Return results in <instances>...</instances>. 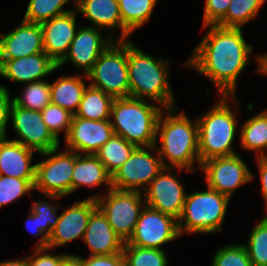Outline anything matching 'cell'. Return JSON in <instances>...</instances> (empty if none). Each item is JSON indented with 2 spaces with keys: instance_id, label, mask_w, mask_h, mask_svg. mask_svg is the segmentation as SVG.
<instances>
[{
  "instance_id": "6da1fadb",
  "label": "cell",
  "mask_w": 267,
  "mask_h": 266,
  "mask_svg": "<svg viewBox=\"0 0 267 266\" xmlns=\"http://www.w3.org/2000/svg\"><path fill=\"white\" fill-rule=\"evenodd\" d=\"M204 27H208V33L186 65L211 79L221 96L234 97L238 75L249 62L252 46L245 42L242 28Z\"/></svg>"
},
{
  "instance_id": "7a4b0ae2",
  "label": "cell",
  "mask_w": 267,
  "mask_h": 266,
  "mask_svg": "<svg viewBox=\"0 0 267 266\" xmlns=\"http://www.w3.org/2000/svg\"><path fill=\"white\" fill-rule=\"evenodd\" d=\"M166 110L168 114L165 118L162 115L163 111L160 113L156 128V134L160 132L162 144L161 148H158V153L163 166L194 172V160L200 167L197 120L192 123L184 113L174 115L173 107ZM163 156L170 161V164L163 161Z\"/></svg>"
},
{
  "instance_id": "3957f363",
  "label": "cell",
  "mask_w": 267,
  "mask_h": 266,
  "mask_svg": "<svg viewBox=\"0 0 267 266\" xmlns=\"http://www.w3.org/2000/svg\"><path fill=\"white\" fill-rule=\"evenodd\" d=\"M133 44L127 40L130 97L144 100L146 96L165 109L174 107L175 98L168 81V61L144 54Z\"/></svg>"
},
{
  "instance_id": "277c9868",
  "label": "cell",
  "mask_w": 267,
  "mask_h": 266,
  "mask_svg": "<svg viewBox=\"0 0 267 266\" xmlns=\"http://www.w3.org/2000/svg\"><path fill=\"white\" fill-rule=\"evenodd\" d=\"M161 106L151 105L146 99L125 97L115 98L111 107V122L115 135L122 136L136 147L156 145L157 121Z\"/></svg>"
},
{
  "instance_id": "5b68a950",
  "label": "cell",
  "mask_w": 267,
  "mask_h": 266,
  "mask_svg": "<svg viewBox=\"0 0 267 266\" xmlns=\"http://www.w3.org/2000/svg\"><path fill=\"white\" fill-rule=\"evenodd\" d=\"M227 99L228 96L222 95L220 103L197 120L200 164L212 158L237 154L231 145L238 121Z\"/></svg>"
},
{
  "instance_id": "8992f818",
  "label": "cell",
  "mask_w": 267,
  "mask_h": 266,
  "mask_svg": "<svg viewBox=\"0 0 267 266\" xmlns=\"http://www.w3.org/2000/svg\"><path fill=\"white\" fill-rule=\"evenodd\" d=\"M229 198L208 187L207 191L187 194L178 219L180 235L186 233H213L222 230ZM186 222L183 226V222Z\"/></svg>"
},
{
  "instance_id": "52a82bcc",
  "label": "cell",
  "mask_w": 267,
  "mask_h": 266,
  "mask_svg": "<svg viewBox=\"0 0 267 266\" xmlns=\"http://www.w3.org/2000/svg\"><path fill=\"white\" fill-rule=\"evenodd\" d=\"M91 86L115 98L130 97L127 40L112 42L86 74Z\"/></svg>"
},
{
  "instance_id": "ba28073f",
  "label": "cell",
  "mask_w": 267,
  "mask_h": 266,
  "mask_svg": "<svg viewBox=\"0 0 267 266\" xmlns=\"http://www.w3.org/2000/svg\"><path fill=\"white\" fill-rule=\"evenodd\" d=\"M140 191L111 188L105 196H92L115 233L126 243L135 230L142 205Z\"/></svg>"
},
{
  "instance_id": "9c48e42d",
  "label": "cell",
  "mask_w": 267,
  "mask_h": 266,
  "mask_svg": "<svg viewBox=\"0 0 267 266\" xmlns=\"http://www.w3.org/2000/svg\"><path fill=\"white\" fill-rule=\"evenodd\" d=\"M57 151L58 148L40 153L49 157L46 161L35 164L34 189L54 200L71 193L74 170V152L66 149L57 154Z\"/></svg>"
},
{
  "instance_id": "30bf717a",
  "label": "cell",
  "mask_w": 267,
  "mask_h": 266,
  "mask_svg": "<svg viewBox=\"0 0 267 266\" xmlns=\"http://www.w3.org/2000/svg\"><path fill=\"white\" fill-rule=\"evenodd\" d=\"M152 147H136L130 157L111 176L112 188L118 190L140 191V187L149 185L163 170V162L157 154L154 158L148 149ZM147 149V150H146Z\"/></svg>"
},
{
  "instance_id": "8fae6325",
  "label": "cell",
  "mask_w": 267,
  "mask_h": 266,
  "mask_svg": "<svg viewBox=\"0 0 267 266\" xmlns=\"http://www.w3.org/2000/svg\"><path fill=\"white\" fill-rule=\"evenodd\" d=\"M178 236L180 233L177 219L145 205L127 243L143 248L161 249V245Z\"/></svg>"
},
{
  "instance_id": "7c38bea8",
  "label": "cell",
  "mask_w": 267,
  "mask_h": 266,
  "mask_svg": "<svg viewBox=\"0 0 267 266\" xmlns=\"http://www.w3.org/2000/svg\"><path fill=\"white\" fill-rule=\"evenodd\" d=\"M14 131L22 140H14L37 153L59 147L57 139L48 129L41 111L25 109L12 103L10 117Z\"/></svg>"
},
{
  "instance_id": "4fadbf2b",
  "label": "cell",
  "mask_w": 267,
  "mask_h": 266,
  "mask_svg": "<svg viewBox=\"0 0 267 266\" xmlns=\"http://www.w3.org/2000/svg\"><path fill=\"white\" fill-rule=\"evenodd\" d=\"M200 167L206 173L207 187L229 199L235 189L249 183L254 178L247 165L237 154L209 159L202 162Z\"/></svg>"
},
{
  "instance_id": "5bb4252c",
  "label": "cell",
  "mask_w": 267,
  "mask_h": 266,
  "mask_svg": "<svg viewBox=\"0 0 267 266\" xmlns=\"http://www.w3.org/2000/svg\"><path fill=\"white\" fill-rule=\"evenodd\" d=\"M169 169L172 168L164 167L153 181L143 188L146 193L144 198L146 204L144 205L178 220L182 214L187 194L180 181L172 173L166 172Z\"/></svg>"
},
{
  "instance_id": "9a60e30c",
  "label": "cell",
  "mask_w": 267,
  "mask_h": 266,
  "mask_svg": "<svg viewBox=\"0 0 267 266\" xmlns=\"http://www.w3.org/2000/svg\"><path fill=\"white\" fill-rule=\"evenodd\" d=\"M111 119L97 121L73 117L67 136V150L82 155L95 153L114 135ZM80 152V153H79Z\"/></svg>"
},
{
  "instance_id": "2e32d148",
  "label": "cell",
  "mask_w": 267,
  "mask_h": 266,
  "mask_svg": "<svg viewBox=\"0 0 267 266\" xmlns=\"http://www.w3.org/2000/svg\"><path fill=\"white\" fill-rule=\"evenodd\" d=\"M96 208V199L87 198L66 209L58 216L56 227L48 238V248L64 245L78 237L83 238L89 218Z\"/></svg>"
},
{
  "instance_id": "e0dca14e",
  "label": "cell",
  "mask_w": 267,
  "mask_h": 266,
  "mask_svg": "<svg viewBox=\"0 0 267 266\" xmlns=\"http://www.w3.org/2000/svg\"><path fill=\"white\" fill-rule=\"evenodd\" d=\"M112 38V39H111ZM113 42V36L102 39L100 30L93 27H82L76 31L74 39L70 44L69 51L64 59L58 64L63 66L67 60L72 61L76 67L84 69L87 74L93 67L98 57Z\"/></svg>"
},
{
  "instance_id": "ac0fdd59",
  "label": "cell",
  "mask_w": 267,
  "mask_h": 266,
  "mask_svg": "<svg viewBox=\"0 0 267 266\" xmlns=\"http://www.w3.org/2000/svg\"><path fill=\"white\" fill-rule=\"evenodd\" d=\"M76 12L70 11L41 24L44 52L58 65L76 34Z\"/></svg>"
},
{
  "instance_id": "d6986e66",
  "label": "cell",
  "mask_w": 267,
  "mask_h": 266,
  "mask_svg": "<svg viewBox=\"0 0 267 266\" xmlns=\"http://www.w3.org/2000/svg\"><path fill=\"white\" fill-rule=\"evenodd\" d=\"M42 52L41 24L23 20L16 30L0 34V59H16Z\"/></svg>"
},
{
  "instance_id": "ffe728a7",
  "label": "cell",
  "mask_w": 267,
  "mask_h": 266,
  "mask_svg": "<svg viewBox=\"0 0 267 266\" xmlns=\"http://www.w3.org/2000/svg\"><path fill=\"white\" fill-rule=\"evenodd\" d=\"M58 69V65L45 53L16 59H0V76L10 81L31 83Z\"/></svg>"
},
{
  "instance_id": "44dd1931",
  "label": "cell",
  "mask_w": 267,
  "mask_h": 266,
  "mask_svg": "<svg viewBox=\"0 0 267 266\" xmlns=\"http://www.w3.org/2000/svg\"><path fill=\"white\" fill-rule=\"evenodd\" d=\"M83 241L90 248L92 256L123 253L125 244L98 207L89 218Z\"/></svg>"
},
{
  "instance_id": "7402d4cb",
  "label": "cell",
  "mask_w": 267,
  "mask_h": 266,
  "mask_svg": "<svg viewBox=\"0 0 267 266\" xmlns=\"http://www.w3.org/2000/svg\"><path fill=\"white\" fill-rule=\"evenodd\" d=\"M34 152L14 140L0 139V175L26 179L34 186L36 165H30Z\"/></svg>"
},
{
  "instance_id": "603a6c76",
  "label": "cell",
  "mask_w": 267,
  "mask_h": 266,
  "mask_svg": "<svg viewBox=\"0 0 267 266\" xmlns=\"http://www.w3.org/2000/svg\"><path fill=\"white\" fill-rule=\"evenodd\" d=\"M79 10L96 27L121 28L118 40H127L132 33L123 25L118 0H75Z\"/></svg>"
},
{
  "instance_id": "cb8c5ba5",
  "label": "cell",
  "mask_w": 267,
  "mask_h": 266,
  "mask_svg": "<svg viewBox=\"0 0 267 266\" xmlns=\"http://www.w3.org/2000/svg\"><path fill=\"white\" fill-rule=\"evenodd\" d=\"M81 156V154L74 153L71 193L83 185L92 188L107 184L110 190L112 188L111 175L107 172L100 160L93 154H86L82 158Z\"/></svg>"
},
{
  "instance_id": "d4e9b609",
  "label": "cell",
  "mask_w": 267,
  "mask_h": 266,
  "mask_svg": "<svg viewBox=\"0 0 267 266\" xmlns=\"http://www.w3.org/2000/svg\"><path fill=\"white\" fill-rule=\"evenodd\" d=\"M51 103L75 115L86 88L79 76H61L50 84Z\"/></svg>"
},
{
  "instance_id": "484cf974",
  "label": "cell",
  "mask_w": 267,
  "mask_h": 266,
  "mask_svg": "<svg viewBox=\"0 0 267 266\" xmlns=\"http://www.w3.org/2000/svg\"><path fill=\"white\" fill-rule=\"evenodd\" d=\"M113 101V97L89 85L85 88L79 107L73 117L97 121L110 119Z\"/></svg>"
},
{
  "instance_id": "4316f807",
  "label": "cell",
  "mask_w": 267,
  "mask_h": 266,
  "mask_svg": "<svg viewBox=\"0 0 267 266\" xmlns=\"http://www.w3.org/2000/svg\"><path fill=\"white\" fill-rule=\"evenodd\" d=\"M135 145L127 142L122 136L113 135L96 153L95 156L112 176L130 157Z\"/></svg>"
},
{
  "instance_id": "83f0119b",
  "label": "cell",
  "mask_w": 267,
  "mask_h": 266,
  "mask_svg": "<svg viewBox=\"0 0 267 266\" xmlns=\"http://www.w3.org/2000/svg\"><path fill=\"white\" fill-rule=\"evenodd\" d=\"M240 137L244 149L258 151L259 157H267L263 151L267 149V110L250 118L243 125Z\"/></svg>"
},
{
  "instance_id": "f1b7e54d",
  "label": "cell",
  "mask_w": 267,
  "mask_h": 266,
  "mask_svg": "<svg viewBox=\"0 0 267 266\" xmlns=\"http://www.w3.org/2000/svg\"><path fill=\"white\" fill-rule=\"evenodd\" d=\"M157 0H118L123 25L132 33L152 15Z\"/></svg>"
},
{
  "instance_id": "f546056e",
  "label": "cell",
  "mask_w": 267,
  "mask_h": 266,
  "mask_svg": "<svg viewBox=\"0 0 267 266\" xmlns=\"http://www.w3.org/2000/svg\"><path fill=\"white\" fill-rule=\"evenodd\" d=\"M266 0H231L226 16L217 24L222 27L242 28L253 19Z\"/></svg>"
},
{
  "instance_id": "4dcf8cb0",
  "label": "cell",
  "mask_w": 267,
  "mask_h": 266,
  "mask_svg": "<svg viewBox=\"0 0 267 266\" xmlns=\"http://www.w3.org/2000/svg\"><path fill=\"white\" fill-rule=\"evenodd\" d=\"M23 97L15 96L12 98L16 106L42 111L51 103V88L46 81L31 82L24 89Z\"/></svg>"
},
{
  "instance_id": "1f68e13d",
  "label": "cell",
  "mask_w": 267,
  "mask_h": 266,
  "mask_svg": "<svg viewBox=\"0 0 267 266\" xmlns=\"http://www.w3.org/2000/svg\"><path fill=\"white\" fill-rule=\"evenodd\" d=\"M69 0H29L23 20L30 23L42 24L50 19L70 12L63 10Z\"/></svg>"
},
{
  "instance_id": "d6a6232c",
  "label": "cell",
  "mask_w": 267,
  "mask_h": 266,
  "mask_svg": "<svg viewBox=\"0 0 267 266\" xmlns=\"http://www.w3.org/2000/svg\"><path fill=\"white\" fill-rule=\"evenodd\" d=\"M123 255L126 266H167L166 253L162 249L143 248L124 244Z\"/></svg>"
},
{
  "instance_id": "836d02e7",
  "label": "cell",
  "mask_w": 267,
  "mask_h": 266,
  "mask_svg": "<svg viewBox=\"0 0 267 266\" xmlns=\"http://www.w3.org/2000/svg\"><path fill=\"white\" fill-rule=\"evenodd\" d=\"M244 247L252 266H267V215L252 230Z\"/></svg>"
},
{
  "instance_id": "e575fe53",
  "label": "cell",
  "mask_w": 267,
  "mask_h": 266,
  "mask_svg": "<svg viewBox=\"0 0 267 266\" xmlns=\"http://www.w3.org/2000/svg\"><path fill=\"white\" fill-rule=\"evenodd\" d=\"M41 114L46 126L57 139H59V131L61 130H65V137L67 136L71 126L73 114L52 103L48 104L41 111Z\"/></svg>"
},
{
  "instance_id": "d590c367",
  "label": "cell",
  "mask_w": 267,
  "mask_h": 266,
  "mask_svg": "<svg viewBox=\"0 0 267 266\" xmlns=\"http://www.w3.org/2000/svg\"><path fill=\"white\" fill-rule=\"evenodd\" d=\"M33 189L34 186L26 179L0 175V207L30 193Z\"/></svg>"
},
{
  "instance_id": "8d00e7d4",
  "label": "cell",
  "mask_w": 267,
  "mask_h": 266,
  "mask_svg": "<svg viewBox=\"0 0 267 266\" xmlns=\"http://www.w3.org/2000/svg\"><path fill=\"white\" fill-rule=\"evenodd\" d=\"M212 266H252V262L244 244H231L216 252Z\"/></svg>"
},
{
  "instance_id": "74e56055",
  "label": "cell",
  "mask_w": 267,
  "mask_h": 266,
  "mask_svg": "<svg viewBox=\"0 0 267 266\" xmlns=\"http://www.w3.org/2000/svg\"><path fill=\"white\" fill-rule=\"evenodd\" d=\"M31 207V212L38 216L41 231L44 233V236L49 238L58 222V217H56L57 206H53V204L51 205L50 202L47 203L46 201H36Z\"/></svg>"
},
{
  "instance_id": "f35d334b",
  "label": "cell",
  "mask_w": 267,
  "mask_h": 266,
  "mask_svg": "<svg viewBox=\"0 0 267 266\" xmlns=\"http://www.w3.org/2000/svg\"><path fill=\"white\" fill-rule=\"evenodd\" d=\"M204 26L217 25L225 16L231 0H206Z\"/></svg>"
},
{
  "instance_id": "ab89813d",
  "label": "cell",
  "mask_w": 267,
  "mask_h": 266,
  "mask_svg": "<svg viewBox=\"0 0 267 266\" xmlns=\"http://www.w3.org/2000/svg\"><path fill=\"white\" fill-rule=\"evenodd\" d=\"M84 266H126L123 253L112 255H91L89 258H83Z\"/></svg>"
},
{
  "instance_id": "60d3db41",
  "label": "cell",
  "mask_w": 267,
  "mask_h": 266,
  "mask_svg": "<svg viewBox=\"0 0 267 266\" xmlns=\"http://www.w3.org/2000/svg\"><path fill=\"white\" fill-rule=\"evenodd\" d=\"M12 103L13 100H10L6 86H0V139L6 138V124L10 119V108Z\"/></svg>"
},
{
  "instance_id": "b9f144b4",
  "label": "cell",
  "mask_w": 267,
  "mask_h": 266,
  "mask_svg": "<svg viewBox=\"0 0 267 266\" xmlns=\"http://www.w3.org/2000/svg\"><path fill=\"white\" fill-rule=\"evenodd\" d=\"M49 248H36L35 257H28L30 266H59L61 263V259L66 254L52 255V254H44L43 252L48 251ZM43 253V254H41Z\"/></svg>"
},
{
  "instance_id": "7bdbcfd3",
  "label": "cell",
  "mask_w": 267,
  "mask_h": 266,
  "mask_svg": "<svg viewBox=\"0 0 267 266\" xmlns=\"http://www.w3.org/2000/svg\"><path fill=\"white\" fill-rule=\"evenodd\" d=\"M27 228L31 231V233L36 235H42L41 239L36 245V248H46L48 247V237L44 236V233L41 231L40 222L38 221V216L31 212L29 213L27 222H26Z\"/></svg>"
},
{
  "instance_id": "ee69618b",
  "label": "cell",
  "mask_w": 267,
  "mask_h": 266,
  "mask_svg": "<svg viewBox=\"0 0 267 266\" xmlns=\"http://www.w3.org/2000/svg\"><path fill=\"white\" fill-rule=\"evenodd\" d=\"M258 166H259L260 178H261L260 180L262 185L261 191L267 207V157H259Z\"/></svg>"
},
{
  "instance_id": "f6af8a7d",
  "label": "cell",
  "mask_w": 267,
  "mask_h": 266,
  "mask_svg": "<svg viewBox=\"0 0 267 266\" xmlns=\"http://www.w3.org/2000/svg\"><path fill=\"white\" fill-rule=\"evenodd\" d=\"M59 266H84L83 258L73 254H66L62 259Z\"/></svg>"
},
{
  "instance_id": "bcb514c9",
  "label": "cell",
  "mask_w": 267,
  "mask_h": 266,
  "mask_svg": "<svg viewBox=\"0 0 267 266\" xmlns=\"http://www.w3.org/2000/svg\"><path fill=\"white\" fill-rule=\"evenodd\" d=\"M259 63L258 72L267 75V55L257 56Z\"/></svg>"
},
{
  "instance_id": "7dc6e473",
  "label": "cell",
  "mask_w": 267,
  "mask_h": 266,
  "mask_svg": "<svg viewBox=\"0 0 267 266\" xmlns=\"http://www.w3.org/2000/svg\"><path fill=\"white\" fill-rule=\"evenodd\" d=\"M0 266H30L28 258L23 260H12L0 262Z\"/></svg>"
}]
</instances>
